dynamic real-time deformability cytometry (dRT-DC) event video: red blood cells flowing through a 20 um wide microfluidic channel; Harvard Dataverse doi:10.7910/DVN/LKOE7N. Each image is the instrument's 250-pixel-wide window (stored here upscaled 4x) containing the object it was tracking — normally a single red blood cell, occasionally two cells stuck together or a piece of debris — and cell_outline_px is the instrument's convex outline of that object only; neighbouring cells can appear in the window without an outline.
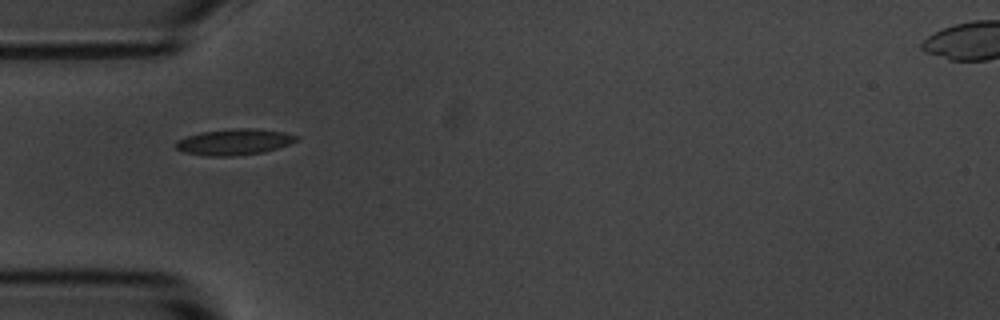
{"species": "common noctule bat (a hibernating species)", "species_latin": "Nyctalus noctula", "temperature_condition": "room temperature", "stored_images_in_passage": 7, "camera_frame_rate_fps": 3000, "um_per_image_px": 0.085, "animal": {"sex": "male", "body_mass_g": 20.1, "forearm_length_mm": 53.5}, "frame": {"image": 1, "passage_image": 5, "time_ms": 4.667, "image_size_px": [1000, 320], "cell_outline_px": [[300, 140], [264, 152], [232, 156], [204, 156], [184, 152], [176, 148], [176, 140], [200, 132], [236, 128], [256, 128], [284, 132], [300, 136]], "centroid_in_image_um": [19.93, 12.06], "position_along_channel_um": 65.1, "area_um2": 18.38}}
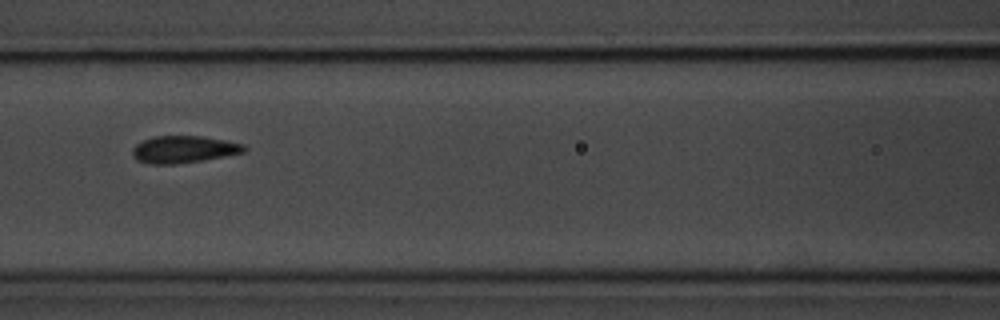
{"frame": {"image": 2, "passage_image": 7, "time_ms": 7.0, "image_size_px": [1000, 320], "cell_outline_px": [[248, 148], [244, 152], [224, 156], [176, 164], [148, 164], [136, 160], [132, 156], [132, 148], [136, 144], [152, 136], [200, 136], [224, 140], [244, 144]], "centroid_in_image_um": [15.57, 12.7], "position_along_channel_um": 151.0, "area_um2": 17.63}}